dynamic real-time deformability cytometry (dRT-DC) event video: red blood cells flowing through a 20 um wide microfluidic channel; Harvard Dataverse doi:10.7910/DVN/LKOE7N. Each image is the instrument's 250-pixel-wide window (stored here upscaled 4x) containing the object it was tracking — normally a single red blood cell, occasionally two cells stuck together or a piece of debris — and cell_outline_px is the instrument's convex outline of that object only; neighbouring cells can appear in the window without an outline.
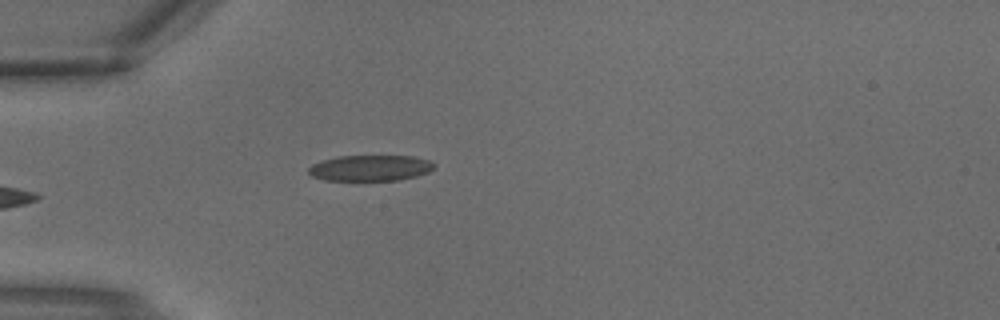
{"species": "common noctule bat (a hibernating species)", "species_latin": "Nyctalus noctula", "temperature_condition": "warm", "stored_images_in_passage": 1, "camera_frame_rate_fps": 3000, "um_per_image_px": 0.085, "animal": {"sex": "male", "body_mass_g": 18.8}, "frame": {"image": 1, "passage_image": 1, "time_ms": 0.0, "image_size_px": [1000, 320], "cell_outline_px": [[436, 164], [428, 172], [416, 176], [400, 180], [324, 180], [312, 176], [308, 172], [308, 168], [312, 164], [324, 160], [340, 156], [412, 156], [428, 160]], "centroid_in_image_um": [31.47, 14.28], "position_along_channel_um": 53.5, "area_um2": 18.79}}